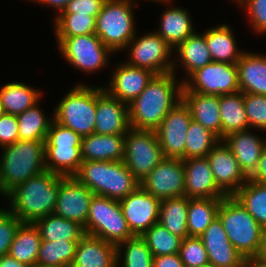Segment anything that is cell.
<instances>
[{"mask_svg": "<svg viewBox=\"0 0 266 267\" xmlns=\"http://www.w3.org/2000/svg\"><path fill=\"white\" fill-rule=\"evenodd\" d=\"M183 82L174 72L155 75L140 95L128 104L130 126L156 130L161 121L182 100Z\"/></svg>", "mask_w": 266, "mask_h": 267, "instance_id": "cell-1", "label": "cell"}, {"mask_svg": "<svg viewBox=\"0 0 266 267\" xmlns=\"http://www.w3.org/2000/svg\"><path fill=\"white\" fill-rule=\"evenodd\" d=\"M59 189L60 175L45 170L8 193L9 210L23 223H35L54 213Z\"/></svg>", "mask_w": 266, "mask_h": 267, "instance_id": "cell-2", "label": "cell"}, {"mask_svg": "<svg viewBox=\"0 0 266 267\" xmlns=\"http://www.w3.org/2000/svg\"><path fill=\"white\" fill-rule=\"evenodd\" d=\"M74 177L95 195L118 201L140 186L123 161H82Z\"/></svg>", "mask_w": 266, "mask_h": 267, "instance_id": "cell-3", "label": "cell"}, {"mask_svg": "<svg viewBox=\"0 0 266 267\" xmlns=\"http://www.w3.org/2000/svg\"><path fill=\"white\" fill-rule=\"evenodd\" d=\"M0 149L1 181L7 193L46 170L45 140H18Z\"/></svg>", "mask_w": 266, "mask_h": 267, "instance_id": "cell-4", "label": "cell"}, {"mask_svg": "<svg viewBox=\"0 0 266 267\" xmlns=\"http://www.w3.org/2000/svg\"><path fill=\"white\" fill-rule=\"evenodd\" d=\"M232 245L245 257H254L259 249L264 229L233 196H225L217 211Z\"/></svg>", "mask_w": 266, "mask_h": 267, "instance_id": "cell-5", "label": "cell"}, {"mask_svg": "<svg viewBox=\"0 0 266 267\" xmlns=\"http://www.w3.org/2000/svg\"><path fill=\"white\" fill-rule=\"evenodd\" d=\"M135 0H106L96 16L95 34L113 52L126 48L135 37Z\"/></svg>", "mask_w": 266, "mask_h": 267, "instance_id": "cell-6", "label": "cell"}, {"mask_svg": "<svg viewBox=\"0 0 266 267\" xmlns=\"http://www.w3.org/2000/svg\"><path fill=\"white\" fill-rule=\"evenodd\" d=\"M81 141L79 134L53 120L45 140L46 170L63 177H74L83 161Z\"/></svg>", "mask_w": 266, "mask_h": 267, "instance_id": "cell-7", "label": "cell"}, {"mask_svg": "<svg viewBox=\"0 0 266 267\" xmlns=\"http://www.w3.org/2000/svg\"><path fill=\"white\" fill-rule=\"evenodd\" d=\"M54 120L70 128L81 137L94 133L96 115V87L79 83L56 105Z\"/></svg>", "mask_w": 266, "mask_h": 267, "instance_id": "cell-8", "label": "cell"}, {"mask_svg": "<svg viewBox=\"0 0 266 267\" xmlns=\"http://www.w3.org/2000/svg\"><path fill=\"white\" fill-rule=\"evenodd\" d=\"M85 234L103 239L115 246L132 238L122 208L118 200L101 195H93Z\"/></svg>", "mask_w": 266, "mask_h": 267, "instance_id": "cell-9", "label": "cell"}, {"mask_svg": "<svg viewBox=\"0 0 266 267\" xmlns=\"http://www.w3.org/2000/svg\"><path fill=\"white\" fill-rule=\"evenodd\" d=\"M61 56L81 72L93 74L106 68L113 52L96 34L56 37Z\"/></svg>", "mask_w": 266, "mask_h": 267, "instance_id": "cell-10", "label": "cell"}, {"mask_svg": "<svg viewBox=\"0 0 266 267\" xmlns=\"http://www.w3.org/2000/svg\"><path fill=\"white\" fill-rule=\"evenodd\" d=\"M127 49L129 58L125 62L128 65L151 70L156 75L170 72L176 75L178 62L173 59V48L155 31L139 37L135 35L126 46Z\"/></svg>", "mask_w": 266, "mask_h": 267, "instance_id": "cell-11", "label": "cell"}, {"mask_svg": "<svg viewBox=\"0 0 266 267\" xmlns=\"http://www.w3.org/2000/svg\"><path fill=\"white\" fill-rule=\"evenodd\" d=\"M164 158L156 131L131 127L125 134L123 162L139 182Z\"/></svg>", "mask_w": 266, "mask_h": 267, "instance_id": "cell-12", "label": "cell"}, {"mask_svg": "<svg viewBox=\"0 0 266 267\" xmlns=\"http://www.w3.org/2000/svg\"><path fill=\"white\" fill-rule=\"evenodd\" d=\"M187 79L181 80L182 92L220 96L240 91L236 64L212 61Z\"/></svg>", "mask_w": 266, "mask_h": 267, "instance_id": "cell-13", "label": "cell"}, {"mask_svg": "<svg viewBox=\"0 0 266 267\" xmlns=\"http://www.w3.org/2000/svg\"><path fill=\"white\" fill-rule=\"evenodd\" d=\"M140 186L160 200L185 196V170L178 158H164L141 182Z\"/></svg>", "mask_w": 266, "mask_h": 267, "instance_id": "cell-14", "label": "cell"}, {"mask_svg": "<svg viewBox=\"0 0 266 267\" xmlns=\"http://www.w3.org/2000/svg\"><path fill=\"white\" fill-rule=\"evenodd\" d=\"M192 117L190 109L181 100L155 130L164 157L185 160V142Z\"/></svg>", "mask_w": 266, "mask_h": 267, "instance_id": "cell-15", "label": "cell"}, {"mask_svg": "<svg viewBox=\"0 0 266 267\" xmlns=\"http://www.w3.org/2000/svg\"><path fill=\"white\" fill-rule=\"evenodd\" d=\"M160 201L141 186L119 201L129 230L134 236H142L158 222Z\"/></svg>", "mask_w": 266, "mask_h": 267, "instance_id": "cell-16", "label": "cell"}, {"mask_svg": "<svg viewBox=\"0 0 266 267\" xmlns=\"http://www.w3.org/2000/svg\"><path fill=\"white\" fill-rule=\"evenodd\" d=\"M94 193L75 177L60 176V189L54 214L85 226Z\"/></svg>", "mask_w": 266, "mask_h": 267, "instance_id": "cell-17", "label": "cell"}, {"mask_svg": "<svg viewBox=\"0 0 266 267\" xmlns=\"http://www.w3.org/2000/svg\"><path fill=\"white\" fill-rule=\"evenodd\" d=\"M128 104L96 87L95 134L119 135L130 130Z\"/></svg>", "mask_w": 266, "mask_h": 267, "instance_id": "cell-18", "label": "cell"}, {"mask_svg": "<svg viewBox=\"0 0 266 267\" xmlns=\"http://www.w3.org/2000/svg\"><path fill=\"white\" fill-rule=\"evenodd\" d=\"M206 157L217 186L227 196H233L248 181L249 178L223 140Z\"/></svg>", "mask_w": 266, "mask_h": 267, "instance_id": "cell-19", "label": "cell"}, {"mask_svg": "<svg viewBox=\"0 0 266 267\" xmlns=\"http://www.w3.org/2000/svg\"><path fill=\"white\" fill-rule=\"evenodd\" d=\"M155 75L151 70L134 67L123 61L112 72L107 88H103L110 96L129 104L140 95Z\"/></svg>", "mask_w": 266, "mask_h": 267, "instance_id": "cell-20", "label": "cell"}, {"mask_svg": "<svg viewBox=\"0 0 266 267\" xmlns=\"http://www.w3.org/2000/svg\"><path fill=\"white\" fill-rule=\"evenodd\" d=\"M209 263L216 267H242L245 257L232 245L217 217L200 236Z\"/></svg>", "mask_w": 266, "mask_h": 267, "instance_id": "cell-21", "label": "cell"}, {"mask_svg": "<svg viewBox=\"0 0 266 267\" xmlns=\"http://www.w3.org/2000/svg\"><path fill=\"white\" fill-rule=\"evenodd\" d=\"M185 170V196L188 198H224L216 184L207 157L182 160Z\"/></svg>", "mask_w": 266, "mask_h": 267, "instance_id": "cell-22", "label": "cell"}, {"mask_svg": "<svg viewBox=\"0 0 266 267\" xmlns=\"http://www.w3.org/2000/svg\"><path fill=\"white\" fill-rule=\"evenodd\" d=\"M260 137L249 129L231 133L222 139L248 178L257 170L263 147L266 144V139Z\"/></svg>", "mask_w": 266, "mask_h": 267, "instance_id": "cell-23", "label": "cell"}, {"mask_svg": "<svg viewBox=\"0 0 266 267\" xmlns=\"http://www.w3.org/2000/svg\"><path fill=\"white\" fill-rule=\"evenodd\" d=\"M116 252L115 245L85 234L77 243L70 267H117Z\"/></svg>", "mask_w": 266, "mask_h": 267, "instance_id": "cell-24", "label": "cell"}, {"mask_svg": "<svg viewBox=\"0 0 266 267\" xmlns=\"http://www.w3.org/2000/svg\"><path fill=\"white\" fill-rule=\"evenodd\" d=\"M125 134H95L82 137L81 158L83 161H123Z\"/></svg>", "mask_w": 266, "mask_h": 267, "instance_id": "cell-25", "label": "cell"}, {"mask_svg": "<svg viewBox=\"0 0 266 267\" xmlns=\"http://www.w3.org/2000/svg\"><path fill=\"white\" fill-rule=\"evenodd\" d=\"M236 65L240 92L266 96V55L245 51Z\"/></svg>", "mask_w": 266, "mask_h": 267, "instance_id": "cell-26", "label": "cell"}, {"mask_svg": "<svg viewBox=\"0 0 266 267\" xmlns=\"http://www.w3.org/2000/svg\"><path fill=\"white\" fill-rule=\"evenodd\" d=\"M182 101L190 109L191 117L221 139L219 96L196 92H182Z\"/></svg>", "mask_w": 266, "mask_h": 267, "instance_id": "cell-27", "label": "cell"}, {"mask_svg": "<svg viewBox=\"0 0 266 267\" xmlns=\"http://www.w3.org/2000/svg\"><path fill=\"white\" fill-rule=\"evenodd\" d=\"M160 17L159 31L156 30L155 32L173 49L187 37L195 33L190 14L187 9L182 8V6H167Z\"/></svg>", "mask_w": 266, "mask_h": 267, "instance_id": "cell-28", "label": "cell"}, {"mask_svg": "<svg viewBox=\"0 0 266 267\" xmlns=\"http://www.w3.org/2000/svg\"><path fill=\"white\" fill-rule=\"evenodd\" d=\"M204 35L214 62L236 64L245 52L238 49L233 31L227 24L211 27Z\"/></svg>", "mask_w": 266, "mask_h": 267, "instance_id": "cell-29", "label": "cell"}, {"mask_svg": "<svg viewBox=\"0 0 266 267\" xmlns=\"http://www.w3.org/2000/svg\"><path fill=\"white\" fill-rule=\"evenodd\" d=\"M174 53L177 57L179 64L188 78L198 69L203 68L205 65L211 63L212 57L207 46L205 35L193 33L180 43L175 49Z\"/></svg>", "mask_w": 266, "mask_h": 267, "instance_id": "cell-30", "label": "cell"}, {"mask_svg": "<svg viewBox=\"0 0 266 267\" xmlns=\"http://www.w3.org/2000/svg\"><path fill=\"white\" fill-rule=\"evenodd\" d=\"M221 117V140L227 135L249 130L244 107V93L237 92L219 96Z\"/></svg>", "mask_w": 266, "mask_h": 267, "instance_id": "cell-31", "label": "cell"}, {"mask_svg": "<svg viewBox=\"0 0 266 267\" xmlns=\"http://www.w3.org/2000/svg\"><path fill=\"white\" fill-rule=\"evenodd\" d=\"M42 92L28 84L11 82L0 89V104L4 113L19 115L39 103Z\"/></svg>", "mask_w": 266, "mask_h": 267, "instance_id": "cell-32", "label": "cell"}, {"mask_svg": "<svg viewBox=\"0 0 266 267\" xmlns=\"http://www.w3.org/2000/svg\"><path fill=\"white\" fill-rule=\"evenodd\" d=\"M41 240L40 231L34 223H22L15 234L8 255L29 267L36 266Z\"/></svg>", "mask_w": 266, "mask_h": 267, "instance_id": "cell-33", "label": "cell"}, {"mask_svg": "<svg viewBox=\"0 0 266 267\" xmlns=\"http://www.w3.org/2000/svg\"><path fill=\"white\" fill-rule=\"evenodd\" d=\"M188 205L189 198L187 196L162 199L158 223L182 239L188 237Z\"/></svg>", "mask_w": 266, "mask_h": 267, "instance_id": "cell-34", "label": "cell"}, {"mask_svg": "<svg viewBox=\"0 0 266 267\" xmlns=\"http://www.w3.org/2000/svg\"><path fill=\"white\" fill-rule=\"evenodd\" d=\"M34 224L44 241L81 240L85 235L84 228L79 223L54 213L38 219Z\"/></svg>", "mask_w": 266, "mask_h": 267, "instance_id": "cell-35", "label": "cell"}, {"mask_svg": "<svg viewBox=\"0 0 266 267\" xmlns=\"http://www.w3.org/2000/svg\"><path fill=\"white\" fill-rule=\"evenodd\" d=\"M223 198H189L187 228L188 235L200 237L217 218Z\"/></svg>", "mask_w": 266, "mask_h": 267, "instance_id": "cell-36", "label": "cell"}, {"mask_svg": "<svg viewBox=\"0 0 266 267\" xmlns=\"http://www.w3.org/2000/svg\"><path fill=\"white\" fill-rule=\"evenodd\" d=\"M79 241L58 240L51 242L41 240L36 265L41 267H70Z\"/></svg>", "mask_w": 266, "mask_h": 267, "instance_id": "cell-37", "label": "cell"}, {"mask_svg": "<svg viewBox=\"0 0 266 267\" xmlns=\"http://www.w3.org/2000/svg\"><path fill=\"white\" fill-rule=\"evenodd\" d=\"M38 103L17 115L19 141L46 140L54 117L48 118Z\"/></svg>", "mask_w": 266, "mask_h": 267, "instance_id": "cell-38", "label": "cell"}, {"mask_svg": "<svg viewBox=\"0 0 266 267\" xmlns=\"http://www.w3.org/2000/svg\"><path fill=\"white\" fill-rule=\"evenodd\" d=\"M116 251L117 267L120 264L122 267H152L153 265L154 256L142 236H133L118 244Z\"/></svg>", "mask_w": 266, "mask_h": 267, "instance_id": "cell-39", "label": "cell"}, {"mask_svg": "<svg viewBox=\"0 0 266 267\" xmlns=\"http://www.w3.org/2000/svg\"><path fill=\"white\" fill-rule=\"evenodd\" d=\"M234 196L258 224L266 229V185L248 179Z\"/></svg>", "mask_w": 266, "mask_h": 267, "instance_id": "cell-40", "label": "cell"}, {"mask_svg": "<svg viewBox=\"0 0 266 267\" xmlns=\"http://www.w3.org/2000/svg\"><path fill=\"white\" fill-rule=\"evenodd\" d=\"M220 138L200 123L191 120L185 142V159L206 157Z\"/></svg>", "mask_w": 266, "mask_h": 267, "instance_id": "cell-41", "label": "cell"}, {"mask_svg": "<svg viewBox=\"0 0 266 267\" xmlns=\"http://www.w3.org/2000/svg\"><path fill=\"white\" fill-rule=\"evenodd\" d=\"M54 20L55 37L95 34L96 17L82 14H59Z\"/></svg>", "mask_w": 266, "mask_h": 267, "instance_id": "cell-42", "label": "cell"}, {"mask_svg": "<svg viewBox=\"0 0 266 267\" xmlns=\"http://www.w3.org/2000/svg\"><path fill=\"white\" fill-rule=\"evenodd\" d=\"M142 237L154 257L179 253L182 238L170 233L160 223H155Z\"/></svg>", "mask_w": 266, "mask_h": 267, "instance_id": "cell-43", "label": "cell"}, {"mask_svg": "<svg viewBox=\"0 0 266 267\" xmlns=\"http://www.w3.org/2000/svg\"><path fill=\"white\" fill-rule=\"evenodd\" d=\"M179 255L185 267H203L210 264L200 237L188 236L182 239Z\"/></svg>", "mask_w": 266, "mask_h": 267, "instance_id": "cell-44", "label": "cell"}, {"mask_svg": "<svg viewBox=\"0 0 266 267\" xmlns=\"http://www.w3.org/2000/svg\"><path fill=\"white\" fill-rule=\"evenodd\" d=\"M244 107L249 128L264 132L266 130V96L244 93Z\"/></svg>", "mask_w": 266, "mask_h": 267, "instance_id": "cell-45", "label": "cell"}, {"mask_svg": "<svg viewBox=\"0 0 266 267\" xmlns=\"http://www.w3.org/2000/svg\"><path fill=\"white\" fill-rule=\"evenodd\" d=\"M22 223L10 210L0 209V257L8 255L15 234Z\"/></svg>", "mask_w": 266, "mask_h": 267, "instance_id": "cell-46", "label": "cell"}, {"mask_svg": "<svg viewBox=\"0 0 266 267\" xmlns=\"http://www.w3.org/2000/svg\"><path fill=\"white\" fill-rule=\"evenodd\" d=\"M245 8L250 21V27L257 34H266V0H233Z\"/></svg>", "mask_w": 266, "mask_h": 267, "instance_id": "cell-47", "label": "cell"}, {"mask_svg": "<svg viewBox=\"0 0 266 267\" xmlns=\"http://www.w3.org/2000/svg\"><path fill=\"white\" fill-rule=\"evenodd\" d=\"M19 140L17 115L6 114L0 118V148Z\"/></svg>", "mask_w": 266, "mask_h": 267, "instance_id": "cell-48", "label": "cell"}, {"mask_svg": "<svg viewBox=\"0 0 266 267\" xmlns=\"http://www.w3.org/2000/svg\"><path fill=\"white\" fill-rule=\"evenodd\" d=\"M106 0H72L60 14H82L96 17Z\"/></svg>", "mask_w": 266, "mask_h": 267, "instance_id": "cell-49", "label": "cell"}, {"mask_svg": "<svg viewBox=\"0 0 266 267\" xmlns=\"http://www.w3.org/2000/svg\"><path fill=\"white\" fill-rule=\"evenodd\" d=\"M152 267H185L179 253L153 257Z\"/></svg>", "mask_w": 266, "mask_h": 267, "instance_id": "cell-50", "label": "cell"}, {"mask_svg": "<svg viewBox=\"0 0 266 267\" xmlns=\"http://www.w3.org/2000/svg\"><path fill=\"white\" fill-rule=\"evenodd\" d=\"M249 179L262 185H266V144L263 147L257 170Z\"/></svg>", "mask_w": 266, "mask_h": 267, "instance_id": "cell-51", "label": "cell"}, {"mask_svg": "<svg viewBox=\"0 0 266 267\" xmlns=\"http://www.w3.org/2000/svg\"><path fill=\"white\" fill-rule=\"evenodd\" d=\"M72 0H33L32 2L46 5L47 7H52L51 9H56V14L59 15L66 7V5Z\"/></svg>", "mask_w": 266, "mask_h": 267, "instance_id": "cell-52", "label": "cell"}, {"mask_svg": "<svg viewBox=\"0 0 266 267\" xmlns=\"http://www.w3.org/2000/svg\"><path fill=\"white\" fill-rule=\"evenodd\" d=\"M0 267H29L27 264L17 261L10 255L0 257Z\"/></svg>", "mask_w": 266, "mask_h": 267, "instance_id": "cell-53", "label": "cell"}, {"mask_svg": "<svg viewBox=\"0 0 266 267\" xmlns=\"http://www.w3.org/2000/svg\"><path fill=\"white\" fill-rule=\"evenodd\" d=\"M242 267H266V261L259 258L249 257L245 258Z\"/></svg>", "mask_w": 266, "mask_h": 267, "instance_id": "cell-54", "label": "cell"}, {"mask_svg": "<svg viewBox=\"0 0 266 267\" xmlns=\"http://www.w3.org/2000/svg\"><path fill=\"white\" fill-rule=\"evenodd\" d=\"M256 258L266 261V229H264Z\"/></svg>", "mask_w": 266, "mask_h": 267, "instance_id": "cell-55", "label": "cell"}, {"mask_svg": "<svg viewBox=\"0 0 266 267\" xmlns=\"http://www.w3.org/2000/svg\"><path fill=\"white\" fill-rule=\"evenodd\" d=\"M0 195L5 196L6 198H8V193L5 191L3 185H2V181H1V174H0Z\"/></svg>", "mask_w": 266, "mask_h": 267, "instance_id": "cell-56", "label": "cell"}, {"mask_svg": "<svg viewBox=\"0 0 266 267\" xmlns=\"http://www.w3.org/2000/svg\"><path fill=\"white\" fill-rule=\"evenodd\" d=\"M147 1V0H146ZM148 1H151V2H162V3H165V4H171L172 3V0H148Z\"/></svg>", "mask_w": 266, "mask_h": 267, "instance_id": "cell-57", "label": "cell"}, {"mask_svg": "<svg viewBox=\"0 0 266 267\" xmlns=\"http://www.w3.org/2000/svg\"><path fill=\"white\" fill-rule=\"evenodd\" d=\"M3 114H4V110H3L2 105L0 104V118L3 116Z\"/></svg>", "mask_w": 266, "mask_h": 267, "instance_id": "cell-58", "label": "cell"}, {"mask_svg": "<svg viewBox=\"0 0 266 267\" xmlns=\"http://www.w3.org/2000/svg\"><path fill=\"white\" fill-rule=\"evenodd\" d=\"M203 267H216V266H214V265H211V264H208V265H206V266H203Z\"/></svg>", "mask_w": 266, "mask_h": 267, "instance_id": "cell-59", "label": "cell"}]
</instances>
